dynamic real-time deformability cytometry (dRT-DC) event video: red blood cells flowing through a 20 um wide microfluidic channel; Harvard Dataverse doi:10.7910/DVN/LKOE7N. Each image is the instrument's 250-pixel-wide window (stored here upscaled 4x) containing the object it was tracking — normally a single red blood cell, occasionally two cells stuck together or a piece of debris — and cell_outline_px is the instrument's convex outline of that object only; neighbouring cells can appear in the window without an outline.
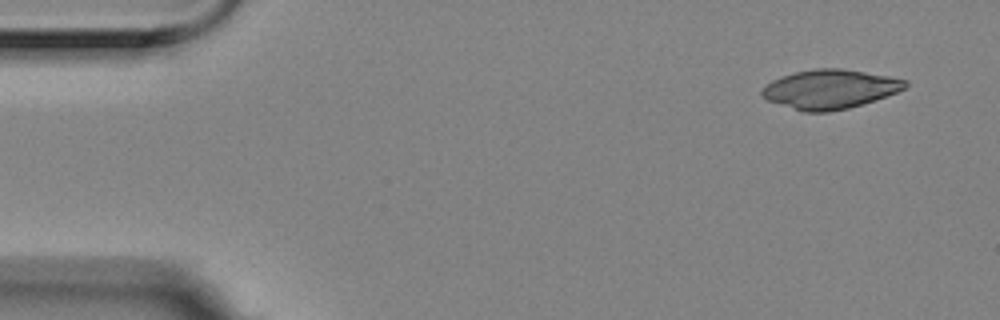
{"species": "Egyptian fruit bat (a non-hibernating species)", "species_latin": "Rousettus aegyptiacus", "temperature_condition": "room temperature", "stored_images_in_passage": 4, "camera_frame_rate_fps": 3000, "um_per_image_px": 0.085, "animal": {"sex": "female"}, "frame": {"image": 1, "passage_image": 1, "time_ms": 0.0, "image_size_px": [1000, 320], "cell_outline_px": [[908, 84], [904, 88], [896, 92], [848, 108], [828, 112], [804, 112], [768, 100], [760, 92], [772, 80], [780, 76], [796, 72], [816, 68], [840, 68], [888, 76], [908, 80]], "centroid_in_image_um": [70.53, 7.57], "position_along_channel_um": 14.5, "area_um2": 32.14}}